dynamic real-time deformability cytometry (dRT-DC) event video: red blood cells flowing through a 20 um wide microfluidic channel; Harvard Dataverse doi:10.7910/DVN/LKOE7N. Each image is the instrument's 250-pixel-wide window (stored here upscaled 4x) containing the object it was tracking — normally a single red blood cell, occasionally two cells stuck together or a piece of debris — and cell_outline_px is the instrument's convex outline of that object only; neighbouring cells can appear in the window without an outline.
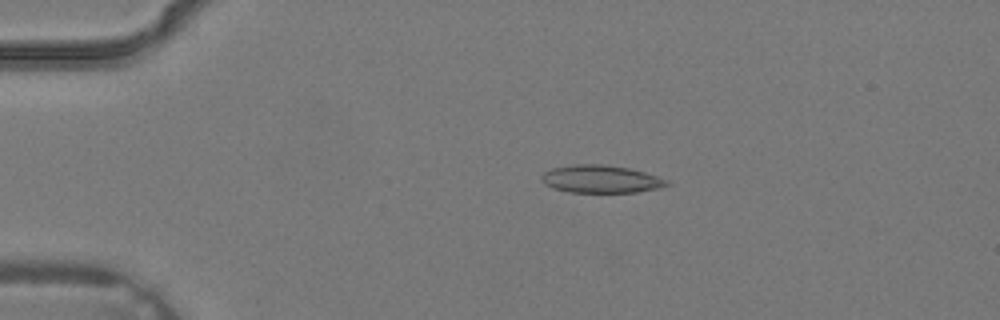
{"species": "common noctule bat (a hibernating species)", "species_latin": "Nyctalus noctula", "temperature_condition": "warm", "stored_images_in_passage": 3, "camera_frame_rate_fps": 3000, "um_per_image_px": 0.085, "animal": {"sex": "male", "body_mass_g": 19.2, "forearm_length_mm": 51.8}, "frame": {"image": 1, "passage_image": 3, "time_ms": 0.667, "image_size_px": [1000, 320], "cell_outline_px": [[672, 184], [660, 188], [636, 192], [568, 192], [552, 188], [544, 184], [540, 180], [540, 176], [544, 172], [552, 168], [572, 164], [604, 164], [628, 168], [644, 172], [668, 180]], "centroid_in_image_um": [51.05, 15.22], "position_along_channel_um": 34.0, "area_um2": 20.4}}